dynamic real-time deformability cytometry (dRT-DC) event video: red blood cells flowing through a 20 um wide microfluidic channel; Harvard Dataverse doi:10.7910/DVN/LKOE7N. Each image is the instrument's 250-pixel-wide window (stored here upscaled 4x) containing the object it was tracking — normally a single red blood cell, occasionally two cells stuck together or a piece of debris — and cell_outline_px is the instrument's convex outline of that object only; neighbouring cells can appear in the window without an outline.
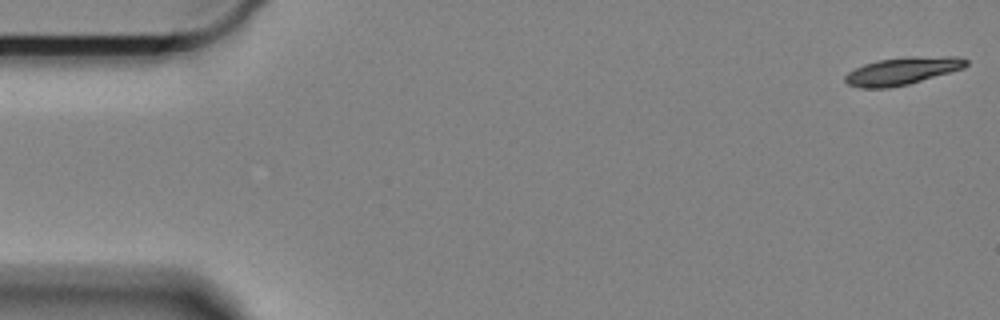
{"species": "Egyptian fruit bat (a non-hibernating species)", "species_latin": "Rousettus aegyptiacus", "temperature_condition": "cold", "stored_images_in_passage": 60, "camera_frame_rate_fps": 3000, "um_per_image_px": 0.085, "animal": {"sex": "female"}, "frame": {"image": 1, "passage_image": 1, "time_ms": 0.0, "image_size_px": [1000, 320], "cell_outline_px": [[968, 64], [964, 68], [908, 84], [888, 88], [860, 88], [848, 84], [844, 80], [844, 76], [848, 72], [864, 64], [880, 60], [948, 56], [956, 56], [968, 60]], "centroid_in_image_um": [76.68, 6.06], "position_along_channel_um": 8.3, "area_um2": 18.79}}
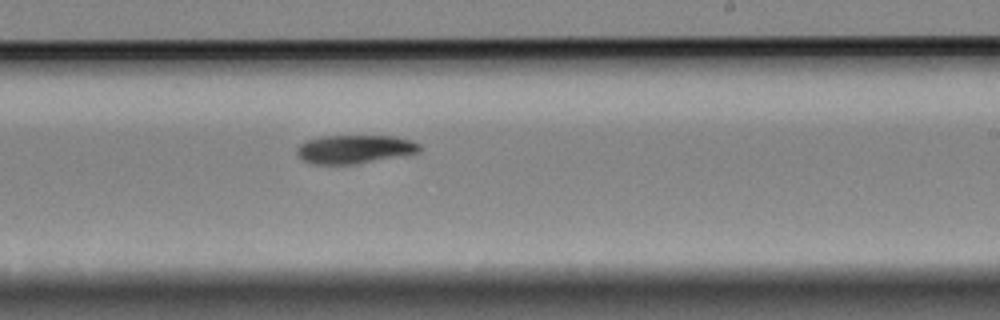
{"frame": {"image": 2, "passage_image": 35, "time_ms": 11.333, "image_size_px": [1000, 320], "cell_outline_px": [[420, 152], [356, 164], [312, 164], [304, 160], [296, 152], [296, 148], [304, 140], [320, 136], [396, 136], [412, 140], [420, 144]], "centroid_in_image_um": [30.13, 12.67], "position_along_channel_um": 258.9, "area_um2": 20.46}}
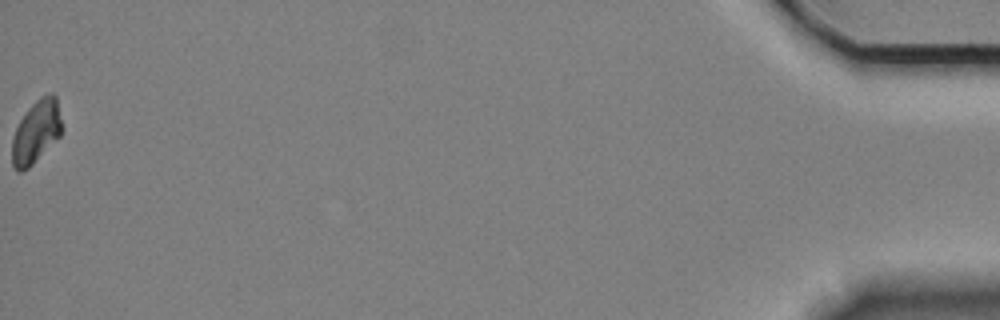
{"frame": {"image": 3, "passage_image": 60, "time_ms": 19.667, "image_size_px": [1000, 320], "cell_outline_px": [[64, 128], [60, 136], [28, 168], [20, 172], [16, 172], [12, 164], [12, 140], [16, 128], [20, 120], [28, 108], [40, 96], [48, 92], [52, 92], [56, 96]], "centroid_in_image_um": [3.1, 11.17], "position_along_channel_um": 432.1, "area_um2": 18.44}, "authors_computed_cell_mechanics": {"area_um2": 19.7098, "velocity_mm_per_s": 3.2949, "shape_relaxation_time_tau1_ms": 4.6615, "shape_relaxation_time_tau2_ms": null, "deformation_change_tau1": 0.1138, "deformation_change_tau2": null}}